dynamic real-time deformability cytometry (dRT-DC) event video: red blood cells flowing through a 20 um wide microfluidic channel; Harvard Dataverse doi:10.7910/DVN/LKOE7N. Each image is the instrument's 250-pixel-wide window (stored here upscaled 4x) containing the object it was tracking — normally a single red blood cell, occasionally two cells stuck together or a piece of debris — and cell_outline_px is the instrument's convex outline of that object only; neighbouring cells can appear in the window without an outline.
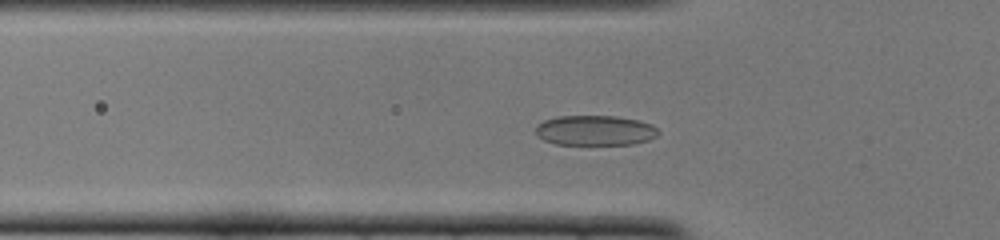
{"species": "common noctule bat (a hibernating species)", "species_latin": "Nyctalus noctula", "temperature_condition": "cold", "stored_images_in_passage": 38, "camera_frame_rate_fps": 3000, "um_per_image_px": 0.085, "animal": {"sex": "female", "body_mass_g": 22.0, "forearm_length_mm": 56.7}, "frame": {"image": 1, "passage_image": 7, "time_ms": 2.0, "image_size_px": [1000, 240], "cell_outline_px": [[660, 132], [656, 136], [648, 140], [632, 144], [556, 144], [544, 140], [536, 132], [536, 124], [544, 120], [556, 116], [612, 116], [636, 120], [652, 124]], "centroid_in_image_um": [50.57, 11.08], "position_along_channel_um": 75.2, "area_um2": 21.33}}
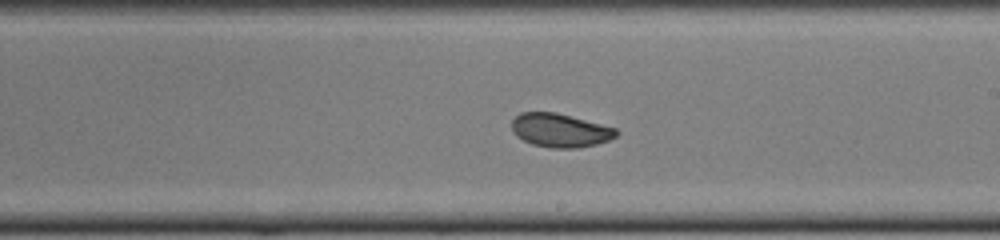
{"frame": {"image": 2, "passage_image": 20, "time_ms": 6.333, "image_size_px": [1000, 240], "cell_outline_px": [[620, 132], [616, 136], [608, 140], [596, 144], [580, 148], [552, 148], [532, 144], [516, 136], [512, 128], [512, 120], [520, 112], [556, 112], [616, 128]], "centroid_in_image_um": [47.61, 11.08], "position_along_channel_um": 241.4, "area_um2": 20.46}}
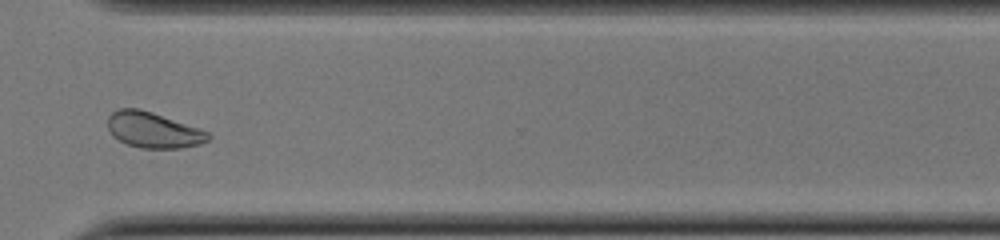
{"frame": {"image": 3, "passage_image": 29, "time_ms": 9.333, "image_size_px": [1000, 240], "cell_outline_px": [[212, 136], [208, 140], [200, 144], [184, 148], [140, 148], [128, 144], [112, 136], [108, 128], [108, 116], [112, 112], [120, 108], [140, 108], [200, 128], [208, 132]], "centroid_in_image_um": [13.04, 11.05], "position_along_channel_um": 357.6, "area_um2": 20.98}, "authors_computed_cell_mechanics": {"area_um2": 21.0103, "velocity_mm_per_s": 3.8369, "shape_relaxation_time_tau1_ms": 3.8995, "shape_relaxation_time_tau2_ms": 1.3659, "deformation_change_tau1": 0.1192, "deformation_change_tau2": 0.0442}}